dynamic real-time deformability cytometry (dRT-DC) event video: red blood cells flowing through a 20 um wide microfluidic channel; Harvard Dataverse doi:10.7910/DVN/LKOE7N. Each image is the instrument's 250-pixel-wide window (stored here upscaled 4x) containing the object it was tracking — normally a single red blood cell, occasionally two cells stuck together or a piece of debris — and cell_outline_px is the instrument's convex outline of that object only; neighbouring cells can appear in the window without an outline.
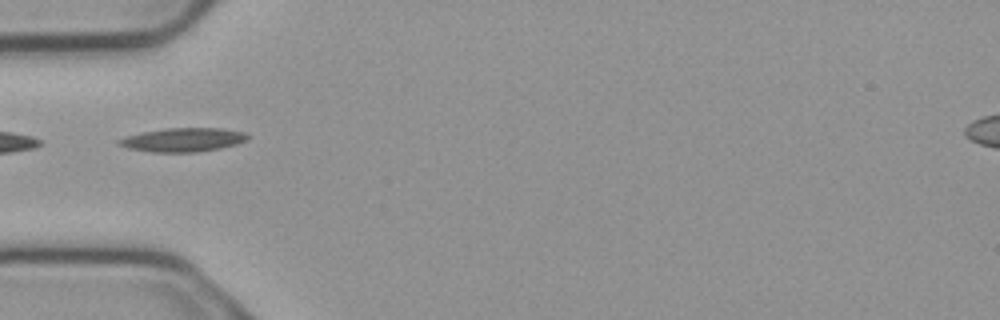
{"species": "common noctule bat (a hibernating species)", "species_latin": "Nyctalus noctula", "temperature_condition": "cold", "stored_images_in_passage": 1, "camera_frame_rate_fps": 3000, "um_per_image_px": 0.085, "animal": {"sex": "male", "body_mass_g": 23.1, "forearm_length_mm": 52.7}, "frame": {"image": 1, "passage_image": 1, "time_ms": 0.0, "image_size_px": [1000, 320], "cell_outline_px": [[248, 140], [236, 144], [220, 148], [196, 152], [152, 152], [128, 148], [116, 144], [116, 140], [128, 136], [144, 132], [168, 128], [220, 128], [244, 132], [248, 136]], "centroid_in_image_um": [15.55, 11.89], "position_along_channel_um": 69.4, "area_um2": 17.69}}